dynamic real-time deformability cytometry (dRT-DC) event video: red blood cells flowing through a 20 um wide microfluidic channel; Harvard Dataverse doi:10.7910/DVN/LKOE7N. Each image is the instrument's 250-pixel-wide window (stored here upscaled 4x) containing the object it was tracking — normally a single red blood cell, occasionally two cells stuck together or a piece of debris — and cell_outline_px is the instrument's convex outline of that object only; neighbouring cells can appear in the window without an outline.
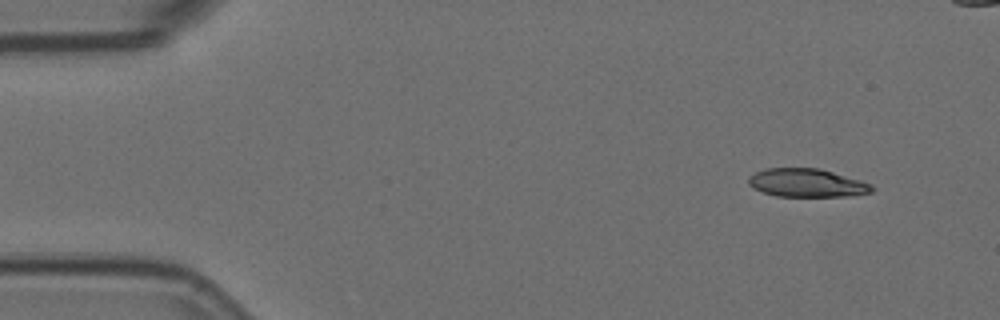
{"species": "Egyptian fruit bat (a non-hibernating species)", "species_latin": "Rousettus aegyptiacus", "temperature_condition": "room temperature", "stored_images_in_passage": 5, "camera_frame_rate_fps": 3000, "um_per_image_px": 0.085, "animal": {"sex": "female"}, "frame": {"image": 1, "passage_image": 1, "time_ms": 0.0, "image_size_px": [1000, 320], "cell_outline_px": [[876, 188], [872, 192], [852, 196], [776, 196], [752, 188], [748, 184], [748, 176], [764, 168], [820, 168], [860, 180], [872, 184]], "centroid_in_image_um": [68.59, 15.54], "position_along_channel_um": 16.4, "area_um2": 20.52}}